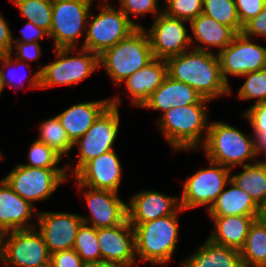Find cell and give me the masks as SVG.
<instances>
[{
  "label": "cell",
  "instance_id": "1",
  "mask_svg": "<svg viewBox=\"0 0 266 267\" xmlns=\"http://www.w3.org/2000/svg\"><path fill=\"white\" fill-rule=\"evenodd\" d=\"M167 74L188 84L202 97L215 100L232 95L231 87L223 80L218 54L190 49L166 59Z\"/></svg>",
  "mask_w": 266,
  "mask_h": 267
},
{
  "label": "cell",
  "instance_id": "2",
  "mask_svg": "<svg viewBox=\"0 0 266 267\" xmlns=\"http://www.w3.org/2000/svg\"><path fill=\"white\" fill-rule=\"evenodd\" d=\"M209 101L203 97L196 104L171 108L157 118V125L174 152L200 150L208 132Z\"/></svg>",
  "mask_w": 266,
  "mask_h": 267
},
{
  "label": "cell",
  "instance_id": "3",
  "mask_svg": "<svg viewBox=\"0 0 266 267\" xmlns=\"http://www.w3.org/2000/svg\"><path fill=\"white\" fill-rule=\"evenodd\" d=\"M201 148L208 160L231 171L238 166L258 161L254 136L250 137L233 125L221 121L209 122L207 136Z\"/></svg>",
  "mask_w": 266,
  "mask_h": 267
},
{
  "label": "cell",
  "instance_id": "4",
  "mask_svg": "<svg viewBox=\"0 0 266 267\" xmlns=\"http://www.w3.org/2000/svg\"><path fill=\"white\" fill-rule=\"evenodd\" d=\"M176 213L131 225L135 232V254L137 261L148 262L150 265L166 266L172 260L179 236V213Z\"/></svg>",
  "mask_w": 266,
  "mask_h": 267
},
{
  "label": "cell",
  "instance_id": "5",
  "mask_svg": "<svg viewBox=\"0 0 266 267\" xmlns=\"http://www.w3.org/2000/svg\"><path fill=\"white\" fill-rule=\"evenodd\" d=\"M153 59L149 36L144 27H137L99 56V68H104L115 86H120Z\"/></svg>",
  "mask_w": 266,
  "mask_h": 267
},
{
  "label": "cell",
  "instance_id": "6",
  "mask_svg": "<svg viewBox=\"0 0 266 267\" xmlns=\"http://www.w3.org/2000/svg\"><path fill=\"white\" fill-rule=\"evenodd\" d=\"M75 49V47L56 48L53 62L44 66L38 65L41 89L78 85L91 76L95 70L100 69L97 54L82 47Z\"/></svg>",
  "mask_w": 266,
  "mask_h": 267
},
{
  "label": "cell",
  "instance_id": "7",
  "mask_svg": "<svg viewBox=\"0 0 266 267\" xmlns=\"http://www.w3.org/2000/svg\"><path fill=\"white\" fill-rule=\"evenodd\" d=\"M121 100L118 96L112 97L111 104L94 121L91 128L73 144L79 153L76 159L77 164H66L67 171L71 170L69 177H73L88 161L114 150L113 146L120 126L118 106L122 103Z\"/></svg>",
  "mask_w": 266,
  "mask_h": 267
},
{
  "label": "cell",
  "instance_id": "8",
  "mask_svg": "<svg viewBox=\"0 0 266 267\" xmlns=\"http://www.w3.org/2000/svg\"><path fill=\"white\" fill-rule=\"evenodd\" d=\"M98 8L97 15L90 12L85 40L79 44L80 47L100 56L105 50L126 38L137 27L119 7L115 9L111 4L97 3V10Z\"/></svg>",
  "mask_w": 266,
  "mask_h": 267
},
{
  "label": "cell",
  "instance_id": "9",
  "mask_svg": "<svg viewBox=\"0 0 266 267\" xmlns=\"http://www.w3.org/2000/svg\"><path fill=\"white\" fill-rule=\"evenodd\" d=\"M50 259L47 245L36 227L3 233L0 267H46Z\"/></svg>",
  "mask_w": 266,
  "mask_h": 267
},
{
  "label": "cell",
  "instance_id": "10",
  "mask_svg": "<svg viewBox=\"0 0 266 267\" xmlns=\"http://www.w3.org/2000/svg\"><path fill=\"white\" fill-rule=\"evenodd\" d=\"M93 4L90 0H53L52 25L48 34L53 48H76L86 37L87 21Z\"/></svg>",
  "mask_w": 266,
  "mask_h": 267
},
{
  "label": "cell",
  "instance_id": "11",
  "mask_svg": "<svg viewBox=\"0 0 266 267\" xmlns=\"http://www.w3.org/2000/svg\"><path fill=\"white\" fill-rule=\"evenodd\" d=\"M68 173L66 168H35L18 163L3 179L13 191L33 205L36 201L52 197L59 185L69 179Z\"/></svg>",
  "mask_w": 266,
  "mask_h": 267
},
{
  "label": "cell",
  "instance_id": "12",
  "mask_svg": "<svg viewBox=\"0 0 266 267\" xmlns=\"http://www.w3.org/2000/svg\"><path fill=\"white\" fill-rule=\"evenodd\" d=\"M209 167L199 169L183 183L180 206L186 211L206 206L208 211L226 184L231 180V169L207 159Z\"/></svg>",
  "mask_w": 266,
  "mask_h": 267
},
{
  "label": "cell",
  "instance_id": "13",
  "mask_svg": "<svg viewBox=\"0 0 266 267\" xmlns=\"http://www.w3.org/2000/svg\"><path fill=\"white\" fill-rule=\"evenodd\" d=\"M252 38L237 34L219 54L223 80L231 86L228 76H243L266 68V47Z\"/></svg>",
  "mask_w": 266,
  "mask_h": 267
},
{
  "label": "cell",
  "instance_id": "14",
  "mask_svg": "<svg viewBox=\"0 0 266 267\" xmlns=\"http://www.w3.org/2000/svg\"><path fill=\"white\" fill-rule=\"evenodd\" d=\"M188 21L170 17L161 12L154 17L147 32L154 58L167 59L188 51L191 45L190 34L185 26Z\"/></svg>",
  "mask_w": 266,
  "mask_h": 267
},
{
  "label": "cell",
  "instance_id": "15",
  "mask_svg": "<svg viewBox=\"0 0 266 267\" xmlns=\"http://www.w3.org/2000/svg\"><path fill=\"white\" fill-rule=\"evenodd\" d=\"M78 192L83 196L89 208V215H81L83 223L95 228H110L122 224L127 219V203L111 190L92 189L76 183ZM80 189V190H79Z\"/></svg>",
  "mask_w": 266,
  "mask_h": 267
},
{
  "label": "cell",
  "instance_id": "16",
  "mask_svg": "<svg viewBox=\"0 0 266 267\" xmlns=\"http://www.w3.org/2000/svg\"><path fill=\"white\" fill-rule=\"evenodd\" d=\"M36 229L42 235L51 254L73 249L78 230L83 223L81 215L69 212H37Z\"/></svg>",
  "mask_w": 266,
  "mask_h": 267
},
{
  "label": "cell",
  "instance_id": "17",
  "mask_svg": "<svg viewBox=\"0 0 266 267\" xmlns=\"http://www.w3.org/2000/svg\"><path fill=\"white\" fill-rule=\"evenodd\" d=\"M123 167L114 150L107 151L88 161L74 176L75 182L92 189L118 192Z\"/></svg>",
  "mask_w": 266,
  "mask_h": 267
},
{
  "label": "cell",
  "instance_id": "18",
  "mask_svg": "<svg viewBox=\"0 0 266 267\" xmlns=\"http://www.w3.org/2000/svg\"><path fill=\"white\" fill-rule=\"evenodd\" d=\"M180 208L179 196H170L149 189L142 190L132 195L127 202V220L130 225H140L174 214Z\"/></svg>",
  "mask_w": 266,
  "mask_h": 267
},
{
  "label": "cell",
  "instance_id": "19",
  "mask_svg": "<svg viewBox=\"0 0 266 267\" xmlns=\"http://www.w3.org/2000/svg\"><path fill=\"white\" fill-rule=\"evenodd\" d=\"M97 240L101 260L119 262L128 267L138 263L135 254V232L127 219L115 227L97 228Z\"/></svg>",
  "mask_w": 266,
  "mask_h": 267
},
{
  "label": "cell",
  "instance_id": "20",
  "mask_svg": "<svg viewBox=\"0 0 266 267\" xmlns=\"http://www.w3.org/2000/svg\"><path fill=\"white\" fill-rule=\"evenodd\" d=\"M35 205H31L18 195L8 183L0 179V232L6 233L20 229H30L36 226L32 221ZM34 213V214H33Z\"/></svg>",
  "mask_w": 266,
  "mask_h": 267
},
{
  "label": "cell",
  "instance_id": "21",
  "mask_svg": "<svg viewBox=\"0 0 266 267\" xmlns=\"http://www.w3.org/2000/svg\"><path fill=\"white\" fill-rule=\"evenodd\" d=\"M189 26L192 32L190 35L192 49L205 52H212L210 48L216 47L218 50L215 53L219 54L237 35L231 27L221 24L203 13L194 18Z\"/></svg>",
  "mask_w": 266,
  "mask_h": 267
},
{
  "label": "cell",
  "instance_id": "22",
  "mask_svg": "<svg viewBox=\"0 0 266 267\" xmlns=\"http://www.w3.org/2000/svg\"><path fill=\"white\" fill-rule=\"evenodd\" d=\"M203 97L191 86L176 81L168 75L140 108L160 111L198 103Z\"/></svg>",
  "mask_w": 266,
  "mask_h": 267
},
{
  "label": "cell",
  "instance_id": "23",
  "mask_svg": "<svg viewBox=\"0 0 266 267\" xmlns=\"http://www.w3.org/2000/svg\"><path fill=\"white\" fill-rule=\"evenodd\" d=\"M111 104V98L80 102L57 114L69 139L75 143L92 126L99 115Z\"/></svg>",
  "mask_w": 266,
  "mask_h": 267
},
{
  "label": "cell",
  "instance_id": "24",
  "mask_svg": "<svg viewBox=\"0 0 266 267\" xmlns=\"http://www.w3.org/2000/svg\"><path fill=\"white\" fill-rule=\"evenodd\" d=\"M165 59L154 58L149 64L132 74L122 84L130 93L132 105L141 107L167 76Z\"/></svg>",
  "mask_w": 266,
  "mask_h": 267
},
{
  "label": "cell",
  "instance_id": "25",
  "mask_svg": "<svg viewBox=\"0 0 266 267\" xmlns=\"http://www.w3.org/2000/svg\"><path fill=\"white\" fill-rule=\"evenodd\" d=\"M214 230L207 237L213 243L241 250L253 221L259 217L232 215L209 216Z\"/></svg>",
  "mask_w": 266,
  "mask_h": 267
},
{
  "label": "cell",
  "instance_id": "26",
  "mask_svg": "<svg viewBox=\"0 0 266 267\" xmlns=\"http://www.w3.org/2000/svg\"><path fill=\"white\" fill-rule=\"evenodd\" d=\"M180 263L182 267H244L240 250L215 244L208 238Z\"/></svg>",
  "mask_w": 266,
  "mask_h": 267
},
{
  "label": "cell",
  "instance_id": "27",
  "mask_svg": "<svg viewBox=\"0 0 266 267\" xmlns=\"http://www.w3.org/2000/svg\"><path fill=\"white\" fill-rule=\"evenodd\" d=\"M228 186L230 188H227ZM207 213L209 216L242 215L260 217L261 208L247 192L230 180Z\"/></svg>",
  "mask_w": 266,
  "mask_h": 267
},
{
  "label": "cell",
  "instance_id": "28",
  "mask_svg": "<svg viewBox=\"0 0 266 267\" xmlns=\"http://www.w3.org/2000/svg\"><path fill=\"white\" fill-rule=\"evenodd\" d=\"M243 171L231 174L233 181L240 189L247 192L260 207L266 206V164L262 159L242 166Z\"/></svg>",
  "mask_w": 266,
  "mask_h": 267
},
{
  "label": "cell",
  "instance_id": "29",
  "mask_svg": "<svg viewBox=\"0 0 266 267\" xmlns=\"http://www.w3.org/2000/svg\"><path fill=\"white\" fill-rule=\"evenodd\" d=\"M240 252L244 267H266V223L260 217L251 224Z\"/></svg>",
  "mask_w": 266,
  "mask_h": 267
},
{
  "label": "cell",
  "instance_id": "30",
  "mask_svg": "<svg viewBox=\"0 0 266 267\" xmlns=\"http://www.w3.org/2000/svg\"><path fill=\"white\" fill-rule=\"evenodd\" d=\"M0 79L1 82L3 84V88L5 86H9L10 88H15V89H19V88H24V84L25 81H27L28 86L30 89H41V77H40V71H36L33 72L32 71V75L30 77L27 78L28 74H19L18 76L15 75V68L17 67H23L24 68H29L31 67L30 64H28L27 62L24 61H20L16 58L13 59V56L11 55V53L9 54H5V55H0ZM13 67V69H11ZM9 69V70H8ZM8 71V72H7ZM20 73V72H19ZM17 74V72H16ZM17 76V78H16ZM16 80V81H15Z\"/></svg>",
  "mask_w": 266,
  "mask_h": 267
},
{
  "label": "cell",
  "instance_id": "31",
  "mask_svg": "<svg viewBox=\"0 0 266 267\" xmlns=\"http://www.w3.org/2000/svg\"><path fill=\"white\" fill-rule=\"evenodd\" d=\"M38 141L43 142L48 147L54 149L63 158L69 156V152L74 148L73 142L69 139L67 132L62 127L57 115L46 119L39 125Z\"/></svg>",
  "mask_w": 266,
  "mask_h": 267
},
{
  "label": "cell",
  "instance_id": "32",
  "mask_svg": "<svg viewBox=\"0 0 266 267\" xmlns=\"http://www.w3.org/2000/svg\"><path fill=\"white\" fill-rule=\"evenodd\" d=\"M27 21L48 34L52 25V0H10Z\"/></svg>",
  "mask_w": 266,
  "mask_h": 267
},
{
  "label": "cell",
  "instance_id": "33",
  "mask_svg": "<svg viewBox=\"0 0 266 267\" xmlns=\"http://www.w3.org/2000/svg\"><path fill=\"white\" fill-rule=\"evenodd\" d=\"M202 13L217 22L231 27L237 34L242 32L234 0H203Z\"/></svg>",
  "mask_w": 266,
  "mask_h": 267
},
{
  "label": "cell",
  "instance_id": "34",
  "mask_svg": "<svg viewBox=\"0 0 266 267\" xmlns=\"http://www.w3.org/2000/svg\"><path fill=\"white\" fill-rule=\"evenodd\" d=\"M73 249L85 264L101 260V251L97 240V228L82 223L75 240Z\"/></svg>",
  "mask_w": 266,
  "mask_h": 267
},
{
  "label": "cell",
  "instance_id": "35",
  "mask_svg": "<svg viewBox=\"0 0 266 267\" xmlns=\"http://www.w3.org/2000/svg\"><path fill=\"white\" fill-rule=\"evenodd\" d=\"M242 77L246 79L238 89V98L242 101L255 98L252 105L266 101V68L247 73Z\"/></svg>",
  "mask_w": 266,
  "mask_h": 267
},
{
  "label": "cell",
  "instance_id": "36",
  "mask_svg": "<svg viewBox=\"0 0 266 267\" xmlns=\"http://www.w3.org/2000/svg\"><path fill=\"white\" fill-rule=\"evenodd\" d=\"M27 160L28 164H21L35 168H66V165L63 167H57L58 164L63 161L62 156L54 149L48 147L46 144L38 141L37 139L31 143Z\"/></svg>",
  "mask_w": 266,
  "mask_h": 267
},
{
  "label": "cell",
  "instance_id": "37",
  "mask_svg": "<svg viewBox=\"0 0 266 267\" xmlns=\"http://www.w3.org/2000/svg\"><path fill=\"white\" fill-rule=\"evenodd\" d=\"M163 13L191 22L202 14L203 0H164Z\"/></svg>",
  "mask_w": 266,
  "mask_h": 267
},
{
  "label": "cell",
  "instance_id": "38",
  "mask_svg": "<svg viewBox=\"0 0 266 267\" xmlns=\"http://www.w3.org/2000/svg\"><path fill=\"white\" fill-rule=\"evenodd\" d=\"M160 0H119V8L126 14L128 19L136 27H144L142 24L136 23L129 16L142 17L146 14H153L157 17L163 12V7H160Z\"/></svg>",
  "mask_w": 266,
  "mask_h": 267
},
{
  "label": "cell",
  "instance_id": "39",
  "mask_svg": "<svg viewBox=\"0 0 266 267\" xmlns=\"http://www.w3.org/2000/svg\"><path fill=\"white\" fill-rule=\"evenodd\" d=\"M242 114L249 122L252 132H266V101L251 105Z\"/></svg>",
  "mask_w": 266,
  "mask_h": 267
},
{
  "label": "cell",
  "instance_id": "40",
  "mask_svg": "<svg viewBox=\"0 0 266 267\" xmlns=\"http://www.w3.org/2000/svg\"><path fill=\"white\" fill-rule=\"evenodd\" d=\"M234 2L242 26L258 15L266 5V0H234Z\"/></svg>",
  "mask_w": 266,
  "mask_h": 267
},
{
  "label": "cell",
  "instance_id": "41",
  "mask_svg": "<svg viewBox=\"0 0 266 267\" xmlns=\"http://www.w3.org/2000/svg\"><path fill=\"white\" fill-rule=\"evenodd\" d=\"M52 267H85V263L74 249L63 250L51 254Z\"/></svg>",
  "mask_w": 266,
  "mask_h": 267
},
{
  "label": "cell",
  "instance_id": "42",
  "mask_svg": "<svg viewBox=\"0 0 266 267\" xmlns=\"http://www.w3.org/2000/svg\"><path fill=\"white\" fill-rule=\"evenodd\" d=\"M241 33L252 39L253 37L266 38V5L258 15L251 18L243 25Z\"/></svg>",
  "mask_w": 266,
  "mask_h": 267
},
{
  "label": "cell",
  "instance_id": "43",
  "mask_svg": "<svg viewBox=\"0 0 266 267\" xmlns=\"http://www.w3.org/2000/svg\"><path fill=\"white\" fill-rule=\"evenodd\" d=\"M15 49V54L11 52L12 56L20 61H34L42 57V50L39 42L32 43H13L12 51Z\"/></svg>",
  "mask_w": 266,
  "mask_h": 267
},
{
  "label": "cell",
  "instance_id": "44",
  "mask_svg": "<svg viewBox=\"0 0 266 267\" xmlns=\"http://www.w3.org/2000/svg\"><path fill=\"white\" fill-rule=\"evenodd\" d=\"M21 37L14 38L12 35L13 43H32L43 40L48 33L42 28L37 27L34 23L27 21L21 30Z\"/></svg>",
  "mask_w": 266,
  "mask_h": 267
},
{
  "label": "cell",
  "instance_id": "45",
  "mask_svg": "<svg viewBox=\"0 0 266 267\" xmlns=\"http://www.w3.org/2000/svg\"><path fill=\"white\" fill-rule=\"evenodd\" d=\"M12 31L7 23V20L0 12V55L9 54L12 52Z\"/></svg>",
  "mask_w": 266,
  "mask_h": 267
},
{
  "label": "cell",
  "instance_id": "46",
  "mask_svg": "<svg viewBox=\"0 0 266 267\" xmlns=\"http://www.w3.org/2000/svg\"><path fill=\"white\" fill-rule=\"evenodd\" d=\"M251 134L254 136L257 156L264 155L266 153V132H252Z\"/></svg>",
  "mask_w": 266,
  "mask_h": 267
},
{
  "label": "cell",
  "instance_id": "47",
  "mask_svg": "<svg viewBox=\"0 0 266 267\" xmlns=\"http://www.w3.org/2000/svg\"><path fill=\"white\" fill-rule=\"evenodd\" d=\"M85 267H128L119 262L100 260L95 263L86 264Z\"/></svg>",
  "mask_w": 266,
  "mask_h": 267
},
{
  "label": "cell",
  "instance_id": "48",
  "mask_svg": "<svg viewBox=\"0 0 266 267\" xmlns=\"http://www.w3.org/2000/svg\"><path fill=\"white\" fill-rule=\"evenodd\" d=\"M260 218L266 223V206L261 208Z\"/></svg>",
  "mask_w": 266,
  "mask_h": 267
},
{
  "label": "cell",
  "instance_id": "49",
  "mask_svg": "<svg viewBox=\"0 0 266 267\" xmlns=\"http://www.w3.org/2000/svg\"><path fill=\"white\" fill-rule=\"evenodd\" d=\"M90 2L92 4H94L93 2H95V0H90ZM118 2H119V0H118ZM99 3H101L102 5L111 4V3H109V0L108 1L107 0H101V1H99Z\"/></svg>",
  "mask_w": 266,
  "mask_h": 267
},
{
  "label": "cell",
  "instance_id": "50",
  "mask_svg": "<svg viewBox=\"0 0 266 267\" xmlns=\"http://www.w3.org/2000/svg\"><path fill=\"white\" fill-rule=\"evenodd\" d=\"M3 90H4L3 84H2L1 79H0V95H1V93H2Z\"/></svg>",
  "mask_w": 266,
  "mask_h": 267
},
{
  "label": "cell",
  "instance_id": "51",
  "mask_svg": "<svg viewBox=\"0 0 266 267\" xmlns=\"http://www.w3.org/2000/svg\"><path fill=\"white\" fill-rule=\"evenodd\" d=\"M2 235L3 234L0 232V254H1Z\"/></svg>",
  "mask_w": 266,
  "mask_h": 267
},
{
  "label": "cell",
  "instance_id": "52",
  "mask_svg": "<svg viewBox=\"0 0 266 267\" xmlns=\"http://www.w3.org/2000/svg\"><path fill=\"white\" fill-rule=\"evenodd\" d=\"M263 157H264V158H263L262 161L266 164V153L263 155Z\"/></svg>",
  "mask_w": 266,
  "mask_h": 267
},
{
  "label": "cell",
  "instance_id": "53",
  "mask_svg": "<svg viewBox=\"0 0 266 267\" xmlns=\"http://www.w3.org/2000/svg\"><path fill=\"white\" fill-rule=\"evenodd\" d=\"M4 158L2 152L0 151V160Z\"/></svg>",
  "mask_w": 266,
  "mask_h": 267
}]
</instances>
